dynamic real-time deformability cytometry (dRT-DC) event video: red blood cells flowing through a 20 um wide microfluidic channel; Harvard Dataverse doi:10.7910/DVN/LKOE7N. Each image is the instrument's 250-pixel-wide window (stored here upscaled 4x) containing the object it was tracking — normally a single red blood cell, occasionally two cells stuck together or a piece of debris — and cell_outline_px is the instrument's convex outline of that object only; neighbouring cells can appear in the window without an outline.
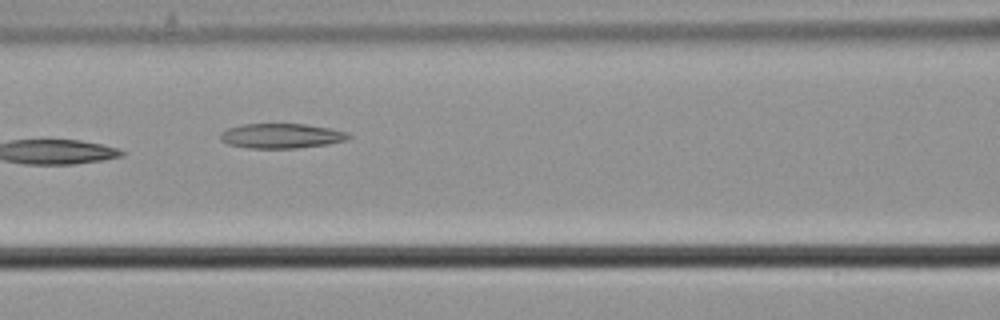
{"species": "common noctule bat (a hibernating species)", "species_latin": "Nyctalus noctula", "temperature_condition": "cold", "stored_images_in_passage": 9, "camera_frame_rate_fps": 3000, "um_per_image_px": 0.085, "animal": {"sex": "male", "body_mass_g": 21.5, "forearm_length_mm": 52.0}, "frame": {"image": 1, "passage_image": 7, "time_ms": 2.0, "image_size_px": [1000, 320], "cell_outline_px": [[352, 136], [344, 140], [328, 144], [296, 148], [248, 148], [228, 144], [220, 140], [220, 132], [228, 128], [240, 124], [304, 124], [332, 128], [348, 132]], "centroid_in_image_um": [23.9, 11.54], "position_along_channel_um": 142.7, "area_um2": 18.61}}
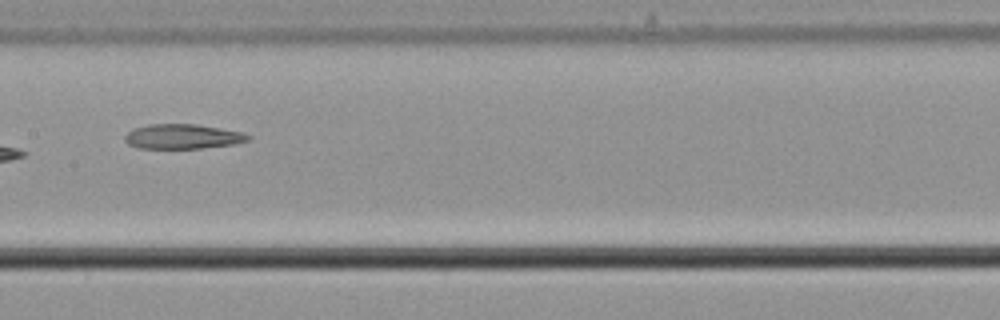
{"frame": {"image": 2, "passage_image": 8, "time_ms": 2.333, "image_size_px": [1000, 320], "cell_outline_px": [[252, 136], [248, 140], [232, 144], [200, 148], [140, 148], [128, 144], [124, 140], [124, 136], [128, 132], [136, 128], [148, 124], [196, 124], [240, 132]], "centroid_in_image_um": [15.48, 11.6], "position_along_channel_um": 191.9, "area_um2": 17.46}}
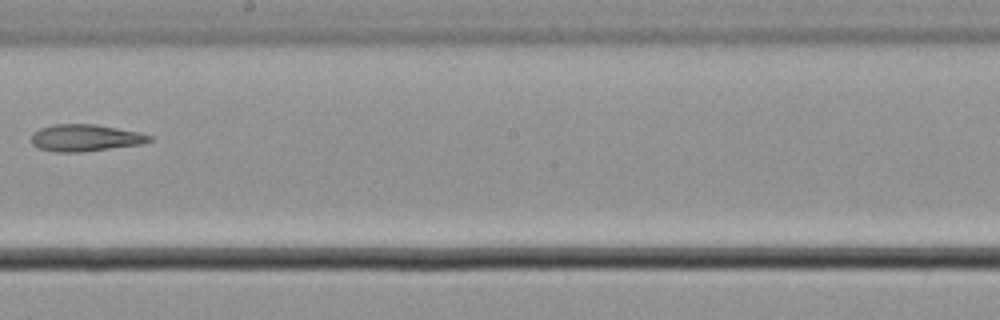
{"frame": {"image": 3, "passage_image": 9, "time_ms": 2.667, "image_size_px": [1000, 320], "cell_outline_px": [[152, 140], [140, 144], [80, 152], [56, 152], [40, 148], [32, 144], [32, 132], [40, 128], [52, 124], [96, 124], [140, 132], [152, 136]], "centroid_in_image_um": [7.23, 11.7], "position_along_channel_um": 241.0, "area_um2": 18.44}}